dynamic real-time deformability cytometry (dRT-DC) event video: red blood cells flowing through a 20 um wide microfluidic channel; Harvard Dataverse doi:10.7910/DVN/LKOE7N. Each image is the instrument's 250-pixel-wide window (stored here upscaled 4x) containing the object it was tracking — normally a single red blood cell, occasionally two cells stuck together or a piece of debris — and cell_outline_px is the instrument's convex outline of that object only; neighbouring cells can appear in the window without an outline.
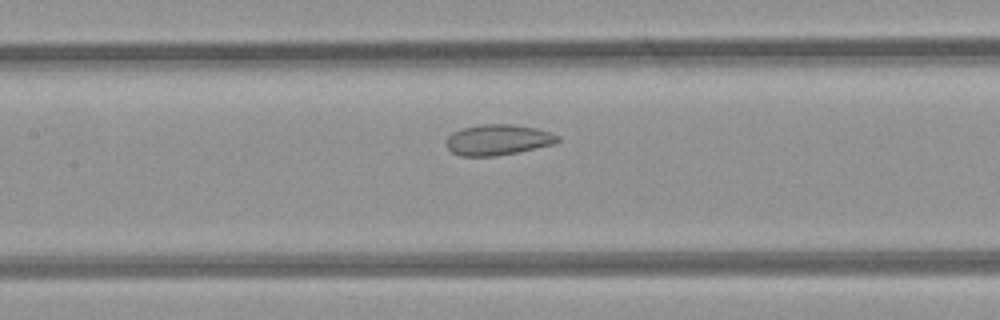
{"species": "common noctule bat (a hibernating species)", "species_latin": "Nyctalus noctula", "temperature_condition": "room temperature", "stored_images_in_passage": 7, "segment_of_instrument_passage": [2, 2], "camera_frame_rate_fps": 3000, "um_per_image_px": 0.085, "animal": {"sex": "female", "body_mass_g": 21.9}, "frame": {"image": 1, "passage_image": 7, "time_ms": 2.0, "image_size_px": [1000, 320], "cell_outline_px": [[560, 140], [552, 144], [516, 152], [496, 156], [460, 156], [452, 152], [448, 148], [448, 136], [452, 132], [460, 128], [480, 124], [512, 124], [536, 128], [552, 132], [560, 136]], "centroid_in_image_um": [42.32, 11.87], "position_along_channel_um": 165.1, "area_um2": 19.88}}